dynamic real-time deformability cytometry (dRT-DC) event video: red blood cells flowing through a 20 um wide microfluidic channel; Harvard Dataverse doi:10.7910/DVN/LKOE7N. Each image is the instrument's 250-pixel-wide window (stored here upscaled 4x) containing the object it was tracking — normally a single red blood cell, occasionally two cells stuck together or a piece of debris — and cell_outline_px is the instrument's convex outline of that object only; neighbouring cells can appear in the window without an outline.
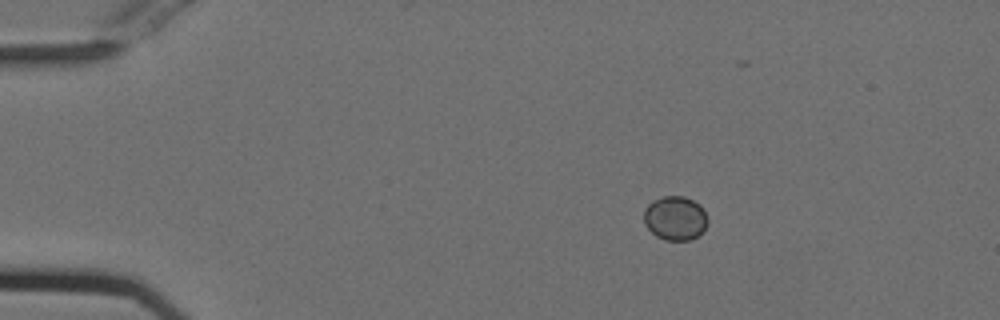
{"species": "Egyptian fruit bat (a non-hibernating species)", "species_latin": "Rousettus aegyptiacus", "temperature_condition": "cold", "stored_images_in_passage": 15, "camera_frame_rate_fps": 3000, "um_per_image_px": 0.085, "animal": {"sex": "female"}, "frame": {"image": 1, "passage_image": 1, "time_ms": 0.0, "image_size_px": [1000, 320], "cell_outline_px": [[708, 224], [696, 236], [688, 240], [664, 240], [656, 236], [644, 224], [644, 208], [648, 204], [664, 196], [684, 196], [700, 204], [708, 216]], "centroid_in_image_um": [57.39, 18.54], "position_along_channel_um": 27.6, "area_um2": 16.36}}
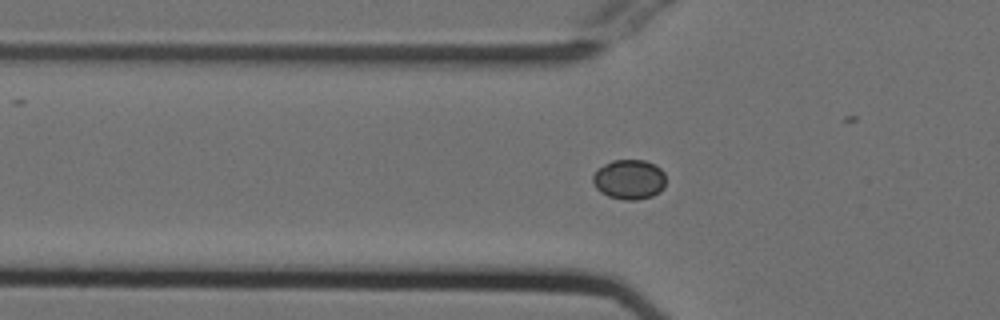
{"frame": {"image": 2, "passage_image": 10, "time_ms": 3.0, "image_size_px": [1000, 320], "cell_outline_px": [[664, 188], [660, 192], [652, 196], [636, 200], [624, 200], [608, 196], [600, 192], [592, 184], [592, 176], [596, 168], [612, 160], [644, 160], [656, 164], [664, 172]], "centroid_in_image_um": [53.46, 15.25], "position_along_channel_um": 72.3, "area_um2": 17.22}}
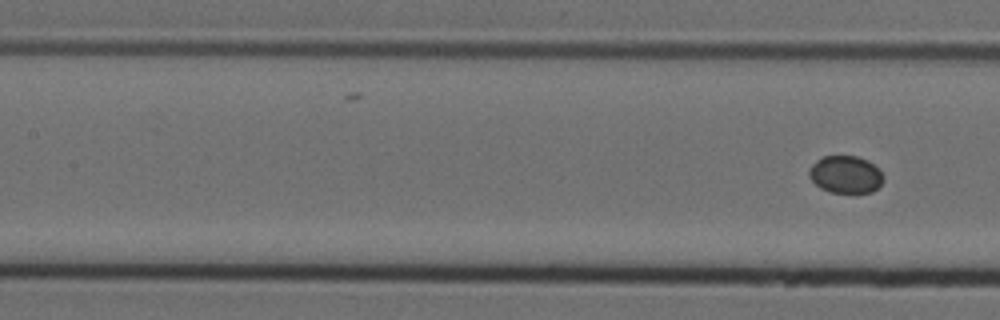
{"frame": {"image": 3, "passage_image": 15, "time_ms": 4.667, "image_size_px": [1000, 320], "cell_outline_px": [[884, 180], [872, 192], [828, 192], [820, 188], [808, 176], [808, 168], [816, 160], [824, 156], [856, 156], [868, 160], [884, 176]], "centroid_in_image_um": [71.84, 14.82], "position_along_channel_um": 135.6, "area_um2": 16.13}}